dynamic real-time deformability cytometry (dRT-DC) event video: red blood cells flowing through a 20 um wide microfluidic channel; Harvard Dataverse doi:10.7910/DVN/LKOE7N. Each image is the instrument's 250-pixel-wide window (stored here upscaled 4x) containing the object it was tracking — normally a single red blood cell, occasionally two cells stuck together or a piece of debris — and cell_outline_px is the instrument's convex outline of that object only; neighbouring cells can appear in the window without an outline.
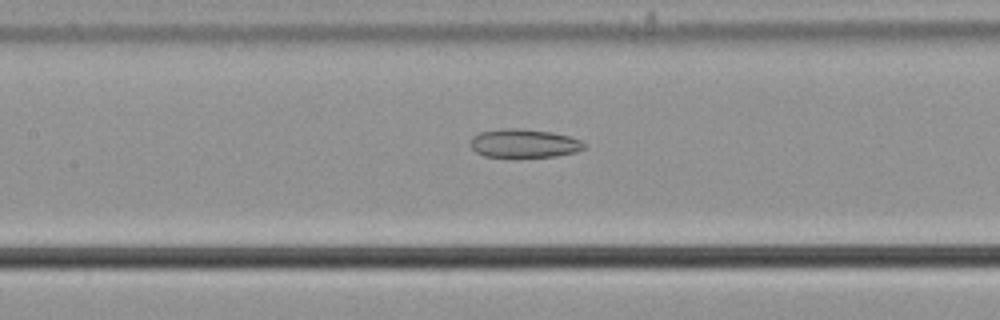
{"species": "common noctule bat (a hibernating species)", "species_latin": "Nyctalus noctula", "temperature_condition": "cold", "stored_images_in_passage": 55, "camera_frame_rate_fps": 3000, "um_per_image_px": 0.085, "animal": {"sex": "male", "body_mass_g": 21.5, "forearm_length_mm": 52.0}, "frame": {"image": 1, "passage_image": 26, "time_ms": 8.333, "image_size_px": [1000, 320], "cell_outline_px": [[588, 144], [584, 148], [576, 152], [560, 156], [484, 156], [476, 152], [468, 144], [472, 136], [480, 132], [500, 128], [520, 128], [552, 132], [568, 136], [580, 140]], "centroid_in_image_um": [44.53, 12.17], "position_along_channel_um": 162.9, "area_um2": 19.02}}
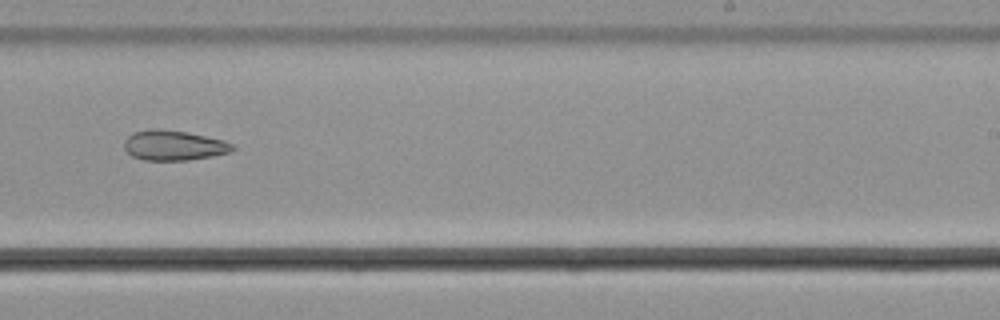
{"frame": {"image": 2, "passage_image": 35, "time_ms": 11.333, "image_size_px": [1000, 320], "cell_outline_px": [[236, 148], [232, 152], [212, 156], [188, 160], [144, 160], [132, 156], [124, 148], [124, 140], [132, 132], [148, 128], [156, 128], [184, 132], [224, 140], [232, 144]], "centroid_in_image_um": [14.75, 12.35], "position_along_channel_um": 274.3, "area_um2": 19.02}}
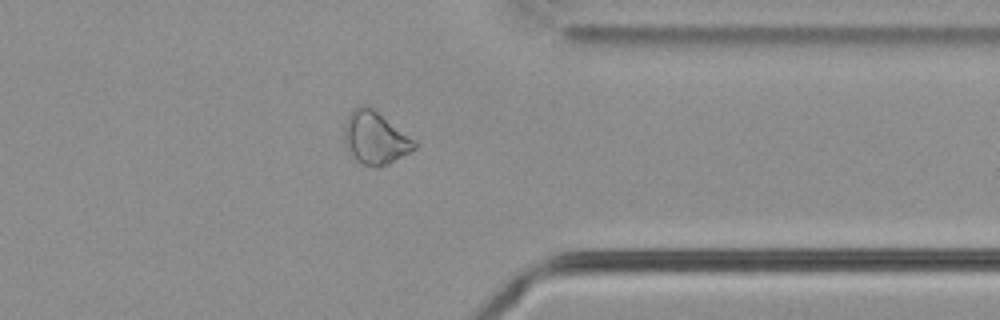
{"frame": {"image": 3, "passage_image": 44, "time_ms": 14.333, "image_size_px": [1000, 320], "cell_outline_px": [[416, 148], [388, 164], [376, 168], [360, 164], [356, 160], [348, 148], [344, 140], [344, 124], [348, 112], [352, 108], [360, 104], [364, 104], [372, 108], [416, 140]], "centroid_in_image_um": [31.86, 11.7], "position_along_channel_um": 379.5, "area_um2": 21.62}}